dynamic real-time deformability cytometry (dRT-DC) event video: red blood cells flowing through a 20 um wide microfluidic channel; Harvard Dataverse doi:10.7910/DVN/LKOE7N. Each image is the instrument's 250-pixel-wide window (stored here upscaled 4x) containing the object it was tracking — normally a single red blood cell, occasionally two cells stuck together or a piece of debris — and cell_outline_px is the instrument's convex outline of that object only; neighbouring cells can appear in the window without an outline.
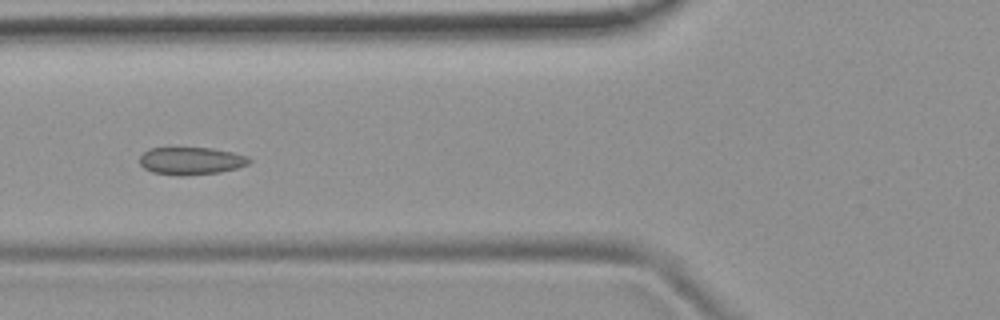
{"species": "common noctule bat (a hibernating species)", "species_latin": "Nyctalus noctula", "temperature_condition": "room temperature", "stored_images_in_passage": 48, "camera_frame_rate_fps": 3000, "um_per_image_px": 0.085, "animal": {"sex": "female", "body_mass_g": 19.9}, "frame": {"image": 1, "passage_image": 15, "time_ms": 4.667, "image_size_px": [1000, 320], "cell_outline_px": [[252, 160], [248, 164], [236, 168], [220, 172], [184, 176], [180, 176], [152, 172], [144, 168], [140, 164], [140, 156], [148, 148], [212, 148], [232, 152], [248, 156]], "centroid_in_image_um": [16.24, 13.67], "position_along_channel_um": 109.6, "area_um2": 17.63}}
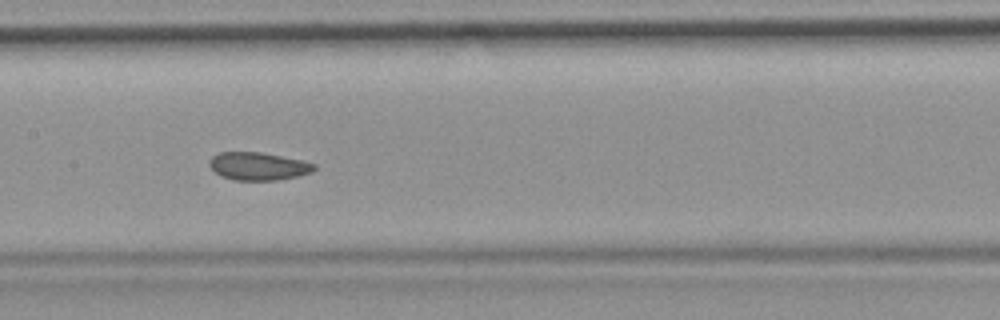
{"frame": {"image": 2, "passage_image": 21, "time_ms": 6.667, "image_size_px": [1000, 320], "cell_outline_px": [[316, 168], [312, 172], [296, 176], [276, 180], [232, 180], [220, 176], [208, 164], [212, 156], [220, 152], [260, 152], [300, 160], [316, 164]], "centroid_in_image_um": [21.93, 14.13], "position_along_channel_um": 185.5, "area_um2": 16.88}}
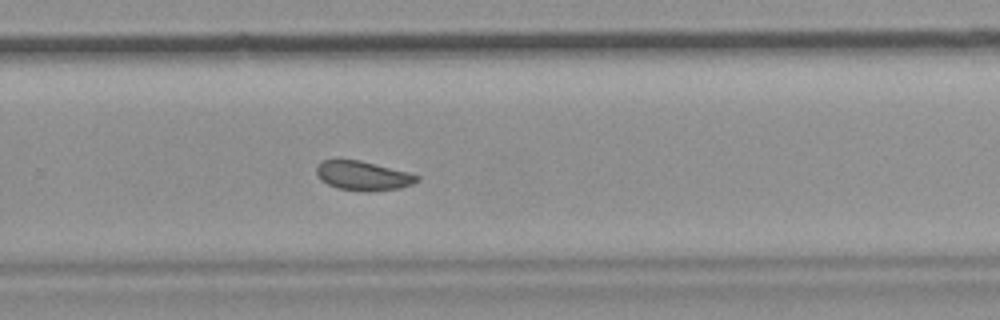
{"frame": {"image": 3, "passage_image": 30, "time_ms": 9.667, "image_size_px": [1000, 320], "cell_outline_px": [[420, 180], [412, 184], [400, 188], [372, 192], [360, 192], [336, 188], [320, 180], [316, 172], [316, 164], [324, 160], [360, 160], [408, 172], [420, 176]], "centroid_in_image_um": [30.85, 14.96], "position_along_channel_um": 298.9, "area_um2": 17.4}, "authors_computed_cell_mechanics": {"area_um2": 17.8891, "velocity_mm_per_s": 3.7984, "shape_relaxation_time_tau1_ms": null, "shape_relaxation_time_tau2_ms": 0.7213, "deformation_change_tau1": null, "deformation_change_tau2": 0.0309}}